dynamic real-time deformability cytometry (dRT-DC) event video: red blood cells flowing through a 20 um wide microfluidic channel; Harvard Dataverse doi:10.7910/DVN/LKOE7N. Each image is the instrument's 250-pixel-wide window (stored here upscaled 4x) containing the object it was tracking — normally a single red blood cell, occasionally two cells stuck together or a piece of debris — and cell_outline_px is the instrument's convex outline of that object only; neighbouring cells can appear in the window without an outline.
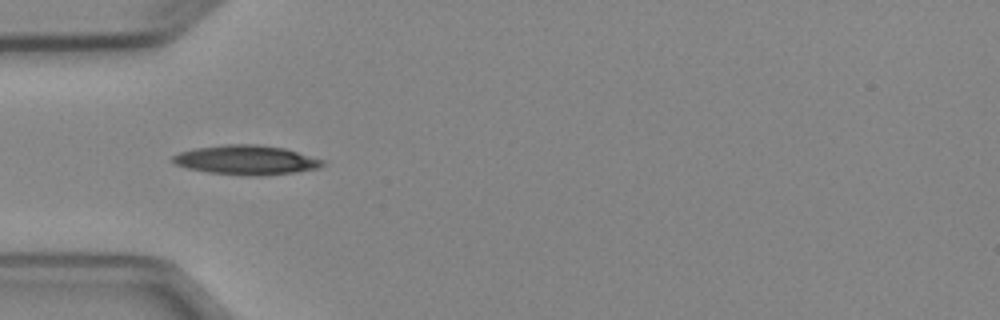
{"species": "Egyptian fruit bat (a non-hibernating species)", "species_latin": "Rousettus aegyptiacus", "temperature_condition": "cold", "stored_images_in_passage": 8, "camera_frame_rate_fps": 3000, "um_per_image_px": 0.085, "animal": {"sex": "female"}, "frame": {"image": 1, "passage_image": 5, "time_ms": 4.667, "image_size_px": [1000, 320], "cell_outline_px": [[324, 164], [320, 168], [296, 172], [260, 176], [252, 176], [208, 172], [188, 168], [176, 164], [172, 160], [172, 156], [180, 152], [196, 148], [224, 144], [256, 144], [284, 148], [324, 160]], "centroid_in_image_um": [20.95, 13.6], "position_along_channel_um": 64.0, "area_um2": 25.55}}